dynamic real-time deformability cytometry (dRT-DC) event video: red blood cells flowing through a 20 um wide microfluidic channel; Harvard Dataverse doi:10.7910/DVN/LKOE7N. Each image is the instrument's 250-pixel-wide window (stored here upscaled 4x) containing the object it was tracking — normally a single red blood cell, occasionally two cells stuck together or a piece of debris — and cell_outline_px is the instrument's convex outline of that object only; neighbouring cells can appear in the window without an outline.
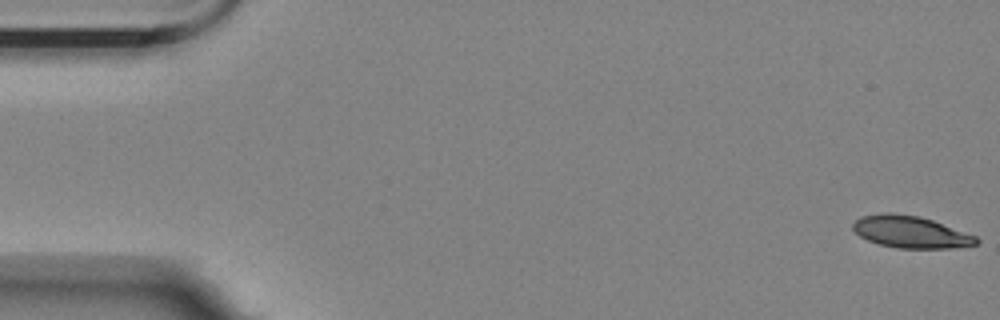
{"species": "Egyptian fruit bat (a non-hibernating species)", "species_latin": "Rousettus aegyptiacus", "temperature_condition": "room temperature", "stored_images_in_passage": 57, "camera_frame_rate_fps": 3000, "um_per_image_px": 0.085, "animal": {"sex": "female"}, "frame": {"image": 1, "passage_image": 1, "time_ms": 0.0, "image_size_px": [1000, 320], "cell_outline_px": [[980, 240], [976, 244], [952, 248], [900, 248], [880, 244], [868, 240], [860, 236], [852, 228], [852, 224], [860, 216], [884, 212], [892, 212], [920, 216], [932, 220], [976, 236]], "centroid_in_image_um": [77.38, 19.7], "position_along_channel_um": 7.6, "area_um2": 22.89}}
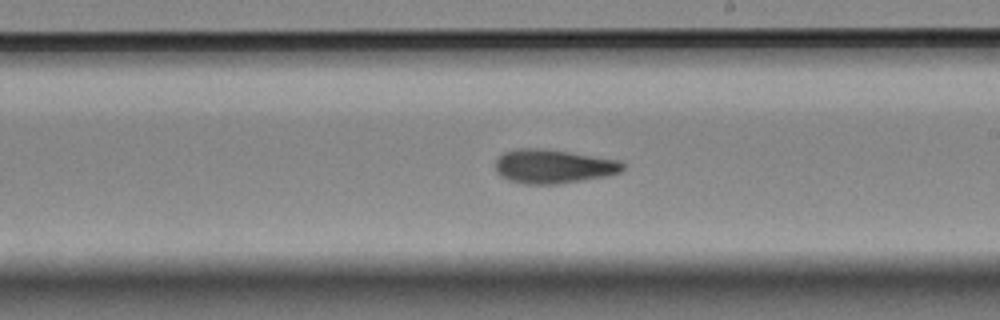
{"frame": {"image": 2, "passage_image": 32, "time_ms": 10.333, "image_size_px": [1000, 320], "cell_outline_px": [[624, 168], [620, 172], [608, 176], [584, 180], [556, 184], [524, 184], [508, 180], [500, 176], [496, 172], [496, 160], [504, 152], [516, 148], [544, 148], [620, 160], [624, 164]], "centroid_in_image_um": [47.03, 14.14], "position_along_channel_um": 242.0, "area_um2": 25.37}}
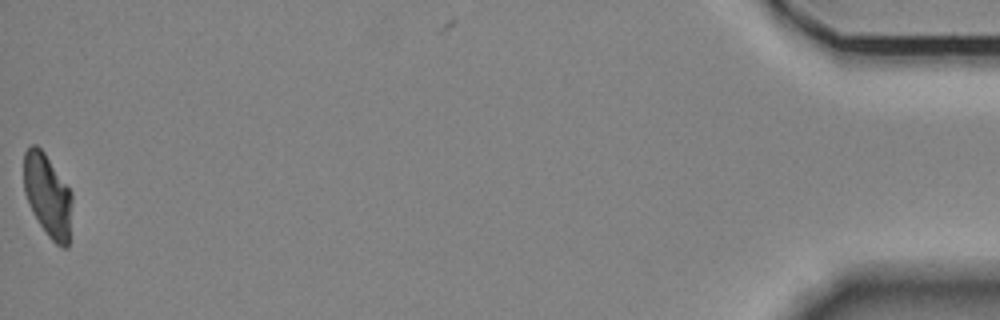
{"frame": {"image": 3, "passage_image": 56, "time_ms": 18.333, "image_size_px": [1000, 320], "cell_outline_px": [[72, 200], [68, 248], [60, 248], [48, 236], [32, 212], [24, 192], [24, 152], [32, 144], [36, 144], [44, 152], [72, 192]], "centroid_in_image_um": [4.05, 16.62], "position_along_channel_um": 431.1, "area_um2": 23.29}, "authors_computed_cell_mechanics": {"area_um2": 24.276, "velocity_mm_per_s": 3.5847, "shape_relaxation_time_tau1_ms": 7.557, "shape_relaxation_time_tau2_ms": 3.6414, "deformation_change_tau1": 0.2054, "deformation_change_tau2": 0.1131}}